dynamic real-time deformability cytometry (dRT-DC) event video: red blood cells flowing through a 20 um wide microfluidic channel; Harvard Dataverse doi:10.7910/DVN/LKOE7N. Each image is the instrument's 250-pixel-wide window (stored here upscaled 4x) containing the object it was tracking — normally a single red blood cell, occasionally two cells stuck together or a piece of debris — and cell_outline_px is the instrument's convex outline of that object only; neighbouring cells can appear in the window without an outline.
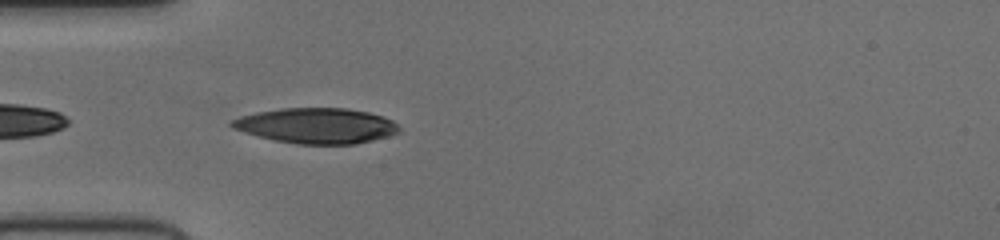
{"species": "human", "species_latin": "Homo sapiens", "temperature_condition": "cold", "stored_images_in_passage": 22, "camera_frame_rate_fps": 3000, "um_per_image_px": 0.085, "donor": {"sex": "female"}, "frame": {"image": 1, "passage_image": 2, "time_ms": 0.333, "image_size_px": [1000, 240], "cell_outline_px": [[400, 132], [388, 136], [356, 144], [300, 144], [272, 140], [256, 136], [232, 128], [228, 124], [232, 120], [240, 116], [256, 112], [284, 108], [344, 108], [368, 112], [384, 116], [392, 120], [400, 128]], "centroid_in_image_um": [26.88, 10.69], "position_along_channel_um": 58.1, "area_um2": 34.62}}
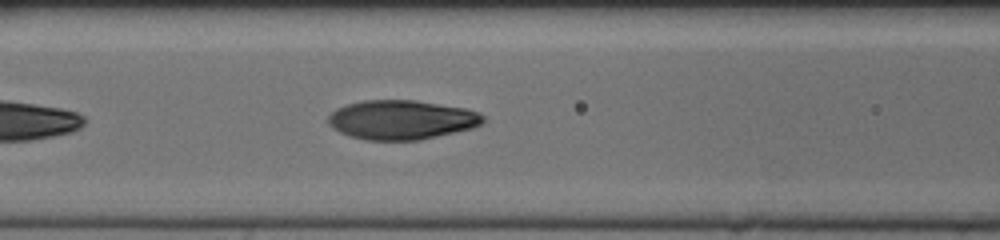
{"frame": {"image": 2, "passage_image": 8, "time_ms": 2.333, "image_size_px": [1000, 240], "cell_outline_px": [[484, 120], [480, 124], [472, 128], [420, 140], [364, 140], [348, 136], [332, 128], [328, 124], [328, 116], [332, 112], [348, 104], [364, 100], [412, 100], [464, 108], [480, 112], [484, 116]], "centroid_in_image_um": [34.11, 10.19], "position_along_channel_um": 132.5, "area_um2": 35.32}}
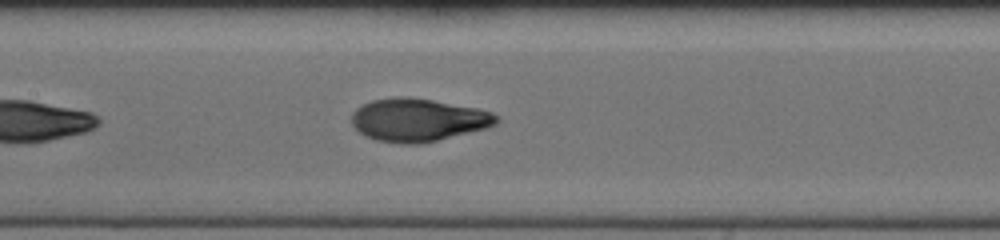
{"frame": {"image": 3, "passage_image": 11, "time_ms": 3.333, "image_size_px": [1000, 240], "cell_outline_px": [[500, 120], [496, 124], [488, 128], [436, 140], [416, 144], [400, 144], [376, 140], [364, 136], [352, 124], [352, 112], [356, 108], [372, 100], [396, 96], [408, 96], [432, 100], [476, 108], [492, 112]], "centroid_in_image_um": [35.52, 10.19], "position_along_channel_um": 171.9, "area_um2": 36.18}}